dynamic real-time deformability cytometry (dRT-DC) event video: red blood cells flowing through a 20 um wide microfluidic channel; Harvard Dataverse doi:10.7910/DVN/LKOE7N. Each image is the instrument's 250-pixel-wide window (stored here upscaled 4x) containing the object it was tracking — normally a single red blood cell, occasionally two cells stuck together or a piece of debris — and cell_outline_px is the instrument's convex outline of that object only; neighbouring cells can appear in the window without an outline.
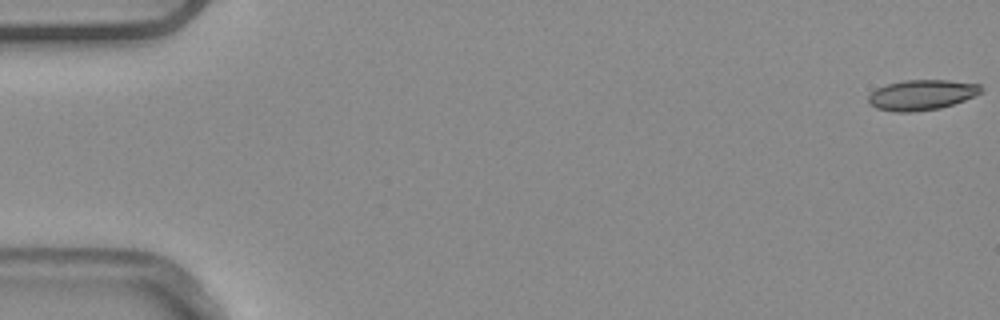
{"species": "common noctule bat (a hibernating species)", "species_latin": "Nyctalus noctula", "temperature_condition": "warm", "stored_images_in_passage": 6, "segment_of_instrument_passage": [2, 2], "camera_frame_rate_fps": 3000, "um_per_image_px": 0.085, "animal": {"sex": "male", "body_mass_g": 20.4}, "frame": {"image": 1, "passage_image": 6, "time_ms": 1.667, "image_size_px": [1000, 320], "cell_outline_px": [[984, 92], [964, 100], [940, 108], [912, 112], [896, 112], [876, 108], [868, 104], [868, 96], [876, 88], [888, 84], [904, 80], [948, 80], [980, 84], [984, 88]], "centroid_in_image_um": [78.36, 8.06], "position_along_channel_um": 6.6, "area_um2": 20.0}}